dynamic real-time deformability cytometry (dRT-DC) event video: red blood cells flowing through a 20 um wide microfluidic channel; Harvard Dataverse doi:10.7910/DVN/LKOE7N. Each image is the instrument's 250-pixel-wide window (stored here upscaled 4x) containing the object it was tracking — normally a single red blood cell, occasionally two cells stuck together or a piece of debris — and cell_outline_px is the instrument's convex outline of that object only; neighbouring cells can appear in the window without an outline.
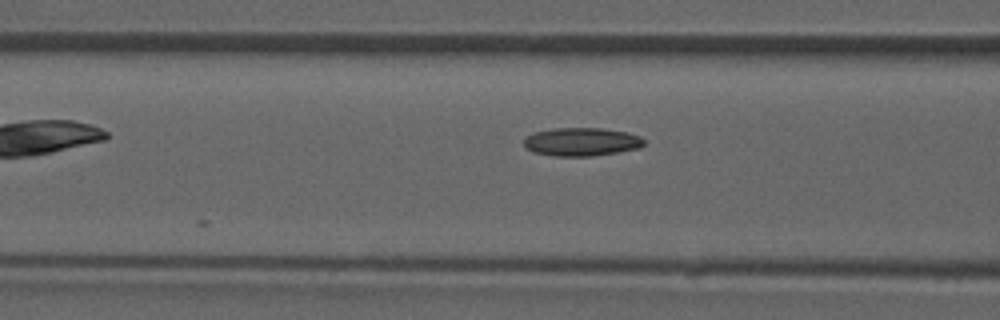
{"species": "common noctule bat (a hibernating species)", "species_latin": "Nyctalus noctula", "temperature_condition": "room temperature", "stored_images_in_passage": 5, "camera_frame_rate_fps": 3000, "um_per_image_px": 0.085, "animal": {"sex": "male", "forearm_length_mm": 52.5}, "frame": {"image": 1, "passage_image": 5, "time_ms": 4.667, "image_size_px": [1000, 320], "cell_outline_px": [[644, 144], [640, 148], [620, 152], [592, 156], [552, 156], [536, 152], [524, 148], [524, 140], [532, 132], [552, 128], [600, 128], [628, 132], [640, 136], [644, 140]], "centroid_in_image_um": [49.44, 12.05], "position_along_channel_um": 117.2, "area_um2": 20.0}}